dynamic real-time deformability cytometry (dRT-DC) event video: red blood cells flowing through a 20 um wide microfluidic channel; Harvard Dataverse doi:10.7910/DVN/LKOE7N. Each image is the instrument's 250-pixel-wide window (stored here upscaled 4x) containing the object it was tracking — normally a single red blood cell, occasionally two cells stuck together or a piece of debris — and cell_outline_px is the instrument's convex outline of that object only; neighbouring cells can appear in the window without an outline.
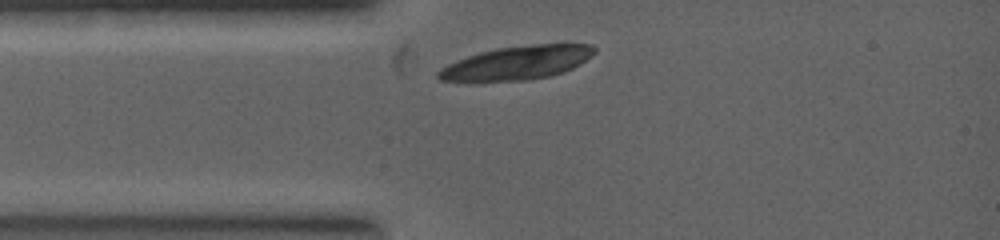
{"species": "common noctule bat (a hibernating species)", "species_latin": "Nyctalus noctula", "temperature_condition": "warm", "stored_images_in_passage": 1, "camera_frame_rate_fps": 5000, "um_per_image_px": 0.085, "animal": {"sex": "female", "body_mass_g": 19.0, "forearm_length_mm": 53.3}, "frame": {"image": 1, "passage_image": 1, "time_ms": 0.0, "image_size_px": [1000, 240], "cell_outline_px": [[596, 52], [572, 68], [548, 76], [520, 80], [440, 80], [436, 76], [436, 72], [440, 68], [456, 60], [480, 52], [496, 48], [564, 40], [592, 44], [596, 48]], "centroid_in_image_um": [44.06, 5.26], "position_along_channel_um": 40.9, "area_um2": 30.81}}